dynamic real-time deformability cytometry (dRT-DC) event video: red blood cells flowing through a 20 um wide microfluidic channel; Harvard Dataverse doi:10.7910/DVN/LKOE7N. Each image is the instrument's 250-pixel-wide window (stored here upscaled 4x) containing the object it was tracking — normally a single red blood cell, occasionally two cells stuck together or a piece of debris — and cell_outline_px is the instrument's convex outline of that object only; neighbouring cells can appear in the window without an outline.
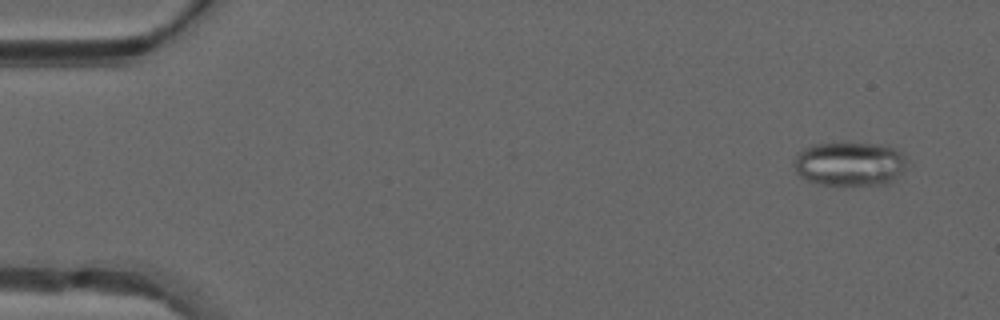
{"species": "common noctule bat (a hibernating species)", "species_latin": "Nyctalus noctula", "temperature_condition": "warm", "stored_images_in_passage": 49, "camera_frame_rate_fps": 3000, "um_per_image_px": 0.085, "animal": {"sex": "male", "forearm_length_mm": 52.5}, "frame": {"image": 1, "passage_image": 3, "time_ms": 0.667, "image_size_px": [1000, 320], "cell_outline_px": [[912, 164], [904, 172], [888, 184], [820, 184], [808, 180], [800, 176], [796, 172], [796, 152], [812, 144], [844, 140], [880, 144], [892, 148], [900, 152]], "centroid_in_image_um": [72.28, 13.87], "position_along_channel_um": 12.7, "area_um2": 29.88}}
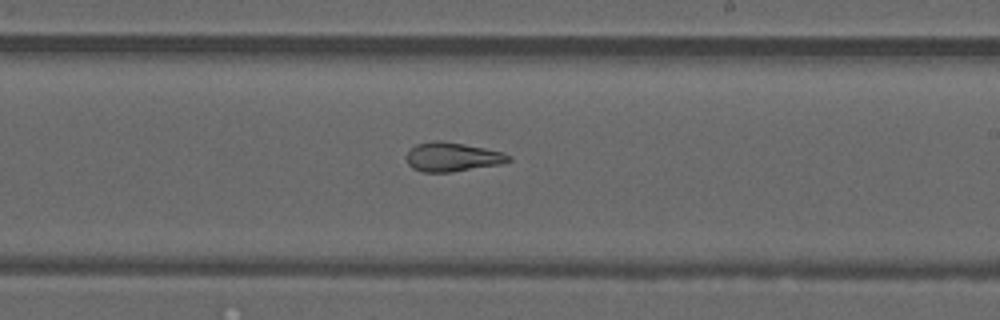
{"frame": {"image": 2, "passage_image": 29, "time_ms": 9.333, "image_size_px": [1000, 320], "cell_outline_px": [[512, 160], [500, 164], [452, 172], [424, 172], [412, 168], [408, 164], [408, 152], [416, 144], [432, 140], [440, 140], [464, 144], [504, 152], [512, 156]], "centroid_in_image_um": [38.48, 13.34], "position_along_channel_um": 250.5, "area_um2": 17.28}}
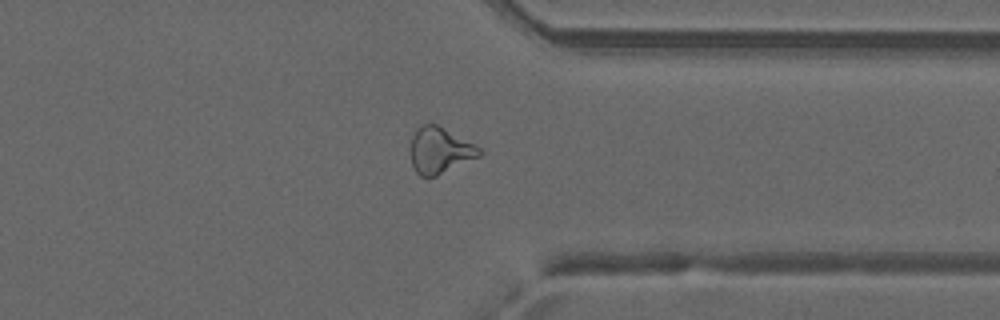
{"frame": {"image": 3, "passage_image": 38, "time_ms": 12.333, "image_size_px": [1000, 320], "cell_outline_px": [[484, 152], [480, 156], [436, 176], [420, 176], [416, 172], [412, 164], [408, 148], [412, 136], [416, 128], [420, 124], [428, 120], [436, 124], [480, 148]], "centroid_in_image_um": [37.31, 12.75], "position_along_channel_um": 374.1, "area_um2": 18.73}, "authors_computed_cell_mechanics": {"area_um2": 21.2126, "velocity_mm_per_s": 4.2, "shape_relaxation_time_tau1_ms": null, "shape_relaxation_time_tau2_ms": 1.8816, "deformation_change_tau1": null, "deformation_change_tau2": 0.1127}}